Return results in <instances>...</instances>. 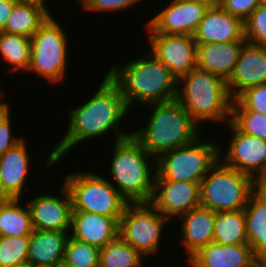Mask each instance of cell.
Masks as SVG:
<instances>
[{
  "label": "cell",
  "mask_w": 266,
  "mask_h": 267,
  "mask_svg": "<svg viewBox=\"0 0 266 267\" xmlns=\"http://www.w3.org/2000/svg\"><path fill=\"white\" fill-rule=\"evenodd\" d=\"M129 110L132 109H129L118 85L106 73L94 96L82 106H76L67 112L69 120L67 130L47 156L46 169L54 167L53 165L59 163L69 150L84 140L97 139L106 136L108 132L115 134L113 142L131 136L132 131L123 132L119 128Z\"/></svg>",
  "instance_id": "1"
},
{
  "label": "cell",
  "mask_w": 266,
  "mask_h": 267,
  "mask_svg": "<svg viewBox=\"0 0 266 267\" xmlns=\"http://www.w3.org/2000/svg\"><path fill=\"white\" fill-rule=\"evenodd\" d=\"M107 75L118 85L129 109L132 105L176 100L178 80L149 52L122 65L109 68Z\"/></svg>",
  "instance_id": "2"
},
{
  "label": "cell",
  "mask_w": 266,
  "mask_h": 267,
  "mask_svg": "<svg viewBox=\"0 0 266 267\" xmlns=\"http://www.w3.org/2000/svg\"><path fill=\"white\" fill-rule=\"evenodd\" d=\"M145 106L151 109L149 121L145 127L133 130L132 136L155 159L203 136L200 126L177 99Z\"/></svg>",
  "instance_id": "3"
},
{
  "label": "cell",
  "mask_w": 266,
  "mask_h": 267,
  "mask_svg": "<svg viewBox=\"0 0 266 267\" xmlns=\"http://www.w3.org/2000/svg\"><path fill=\"white\" fill-rule=\"evenodd\" d=\"M113 153L108 169L109 182L128 203L151 202L156 159L132 135L115 141Z\"/></svg>",
  "instance_id": "4"
},
{
  "label": "cell",
  "mask_w": 266,
  "mask_h": 267,
  "mask_svg": "<svg viewBox=\"0 0 266 267\" xmlns=\"http://www.w3.org/2000/svg\"><path fill=\"white\" fill-rule=\"evenodd\" d=\"M176 99L200 128L207 120L225 124L230 121L233 99L227 82L211 72L195 68L182 76L178 80Z\"/></svg>",
  "instance_id": "5"
},
{
  "label": "cell",
  "mask_w": 266,
  "mask_h": 267,
  "mask_svg": "<svg viewBox=\"0 0 266 267\" xmlns=\"http://www.w3.org/2000/svg\"><path fill=\"white\" fill-rule=\"evenodd\" d=\"M253 192L251 176L218 159L200 183V206L214 212L244 209Z\"/></svg>",
  "instance_id": "6"
},
{
  "label": "cell",
  "mask_w": 266,
  "mask_h": 267,
  "mask_svg": "<svg viewBox=\"0 0 266 267\" xmlns=\"http://www.w3.org/2000/svg\"><path fill=\"white\" fill-rule=\"evenodd\" d=\"M86 172L68 174L63 181L71 196L72 211L121 217L128 202L107 177Z\"/></svg>",
  "instance_id": "7"
},
{
  "label": "cell",
  "mask_w": 266,
  "mask_h": 267,
  "mask_svg": "<svg viewBox=\"0 0 266 267\" xmlns=\"http://www.w3.org/2000/svg\"><path fill=\"white\" fill-rule=\"evenodd\" d=\"M50 15L31 37V56L27 70L42 76L49 83L59 84L68 68V38L66 31ZM63 28V29H62Z\"/></svg>",
  "instance_id": "8"
},
{
  "label": "cell",
  "mask_w": 266,
  "mask_h": 267,
  "mask_svg": "<svg viewBox=\"0 0 266 267\" xmlns=\"http://www.w3.org/2000/svg\"><path fill=\"white\" fill-rule=\"evenodd\" d=\"M202 139V140H201ZM198 137L191 144L167 151L156 158V175L164 180L201 183L219 159V145Z\"/></svg>",
  "instance_id": "9"
},
{
  "label": "cell",
  "mask_w": 266,
  "mask_h": 267,
  "mask_svg": "<svg viewBox=\"0 0 266 267\" xmlns=\"http://www.w3.org/2000/svg\"><path fill=\"white\" fill-rule=\"evenodd\" d=\"M169 222L150 202L128 203L119 219L118 236L144 257L153 256L161 249V236Z\"/></svg>",
  "instance_id": "10"
},
{
  "label": "cell",
  "mask_w": 266,
  "mask_h": 267,
  "mask_svg": "<svg viewBox=\"0 0 266 267\" xmlns=\"http://www.w3.org/2000/svg\"><path fill=\"white\" fill-rule=\"evenodd\" d=\"M209 6L200 0H172L146 25V33L194 35Z\"/></svg>",
  "instance_id": "11"
},
{
  "label": "cell",
  "mask_w": 266,
  "mask_h": 267,
  "mask_svg": "<svg viewBox=\"0 0 266 267\" xmlns=\"http://www.w3.org/2000/svg\"><path fill=\"white\" fill-rule=\"evenodd\" d=\"M149 53L179 80L197 68V43L192 35L148 33Z\"/></svg>",
  "instance_id": "12"
},
{
  "label": "cell",
  "mask_w": 266,
  "mask_h": 267,
  "mask_svg": "<svg viewBox=\"0 0 266 267\" xmlns=\"http://www.w3.org/2000/svg\"><path fill=\"white\" fill-rule=\"evenodd\" d=\"M233 133L226 154L219 146V159L227 166L254 178L266 167V140L239 131L230 121L227 123ZM223 155V156H222Z\"/></svg>",
  "instance_id": "13"
},
{
  "label": "cell",
  "mask_w": 266,
  "mask_h": 267,
  "mask_svg": "<svg viewBox=\"0 0 266 267\" xmlns=\"http://www.w3.org/2000/svg\"><path fill=\"white\" fill-rule=\"evenodd\" d=\"M150 203L164 217L173 220L200 206V183L155 177L154 194Z\"/></svg>",
  "instance_id": "14"
},
{
  "label": "cell",
  "mask_w": 266,
  "mask_h": 267,
  "mask_svg": "<svg viewBox=\"0 0 266 267\" xmlns=\"http://www.w3.org/2000/svg\"><path fill=\"white\" fill-rule=\"evenodd\" d=\"M60 190L58 196L44 192L27 201L33 229L70 232L72 200L64 184Z\"/></svg>",
  "instance_id": "15"
},
{
  "label": "cell",
  "mask_w": 266,
  "mask_h": 267,
  "mask_svg": "<svg viewBox=\"0 0 266 267\" xmlns=\"http://www.w3.org/2000/svg\"><path fill=\"white\" fill-rule=\"evenodd\" d=\"M226 82L233 100L248 88L266 84V47L246 42Z\"/></svg>",
  "instance_id": "16"
},
{
  "label": "cell",
  "mask_w": 266,
  "mask_h": 267,
  "mask_svg": "<svg viewBox=\"0 0 266 267\" xmlns=\"http://www.w3.org/2000/svg\"><path fill=\"white\" fill-rule=\"evenodd\" d=\"M24 139L0 156V197L22 199L29 175L30 156Z\"/></svg>",
  "instance_id": "17"
},
{
  "label": "cell",
  "mask_w": 266,
  "mask_h": 267,
  "mask_svg": "<svg viewBox=\"0 0 266 267\" xmlns=\"http://www.w3.org/2000/svg\"><path fill=\"white\" fill-rule=\"evenodd\" d=\"M196 43H226L246 41L244 22L221 6L209 7L195 31Z\"/></svg>",
  "instance_id": "18"
},
{
  "label": "cell",
  "mask_w": 266,
  "mask_h": 267,
  "mask_svg": "<svg viewBox=\"0 0 266 267\" xmlns=\"http://www.w3.org/2000/svg\"><path fill=\"white\" fill-rule=\"evenodd\" d=\"M120 217L72 211L69 235L75 240L103 248L118 237Z\"/></svg>",
  "instance_id": "19"
},
{
  "label": "cell",
  "mask_w": 266,
  "mask_h": 267,
  "mask_svg": "<svg viewBox=\"0 0 266 267\" xmlns=\"http://www.w3.org/2000/svg\"><path fill=\"white\" fill-rule=\"evenodd\" d=\"M187 261L188 267H256L258 259L248 244L221 245L212 242L200 248Z\"/></svg>",
  "instance_id": "20"
},
{
  "label": "cell",
  "mask_w": 266,
  "mask_h": 267,
  "mask_svg": "<svg viewBox=\"0 0 266 267\" xmlns=\"http://www.w3.org/2000/svg\"><path fill=\"white\" fill-rule=\"evenodd\" d=\"M180 235L183 239L180 242L186 251V261L200 248L207 246L214 241L215 212L209 208L198 206L179 218Z\"/></svg>",
  "instance_id": "21"
},
{
  "label": "cell",
  "mask_w": 266,
  "mask_h": 267,
  "mask_svg": "<svg viewBox=\"0 0 266 267\" xmlns=\"http://www.w3.org/2000/svg\"><path fill=\"white\" fill-rule=\"evenodd\" d=\"M246 42L197 43V68L211 72L227 81Z\"/></svg>",
  "instance_id": "22"
},
{
  "label": "cell",
  "mask_w": 266,
  "mask_h": 267,
  "mask_svg": "<svg viewBox=\"0 0 266 267\" xmlns=\"http://www.w3.org/2000/svg\"><path fill=\"white\" fill-rule=\"evenodd\" d=\"M69 232L33 230L28 259L34 267H57L64 259Z\"/></svg>",
  "instance_id": "23"
},
{
  "label": "cell",
  "mask_w": 266,
  "mask_h": 267,
  "mask_svg": "<svg viewBox=\"0 0 266 267\" xmlns=\"http://www.w3.org/2000/svg\"><path fill=\"white\" fill-rule=\"evenodd\" d=\"M244 214L248 245L258 260L266 259V199L253 192Z\"/></svg>",
  "instance_id": "24"
},
{
  "label": "cell",
  "mask_w": 266,
  "mask_h": 267,
  "mask_svg": "<svg viewBox=\"0 0 266 267\" xmlns=\"http://www.w3.org/2000/svg\"><path fill=\"white\" fill-rule=\"evenodd\" d=\"M21 199L0 200V237L30 236L33 233L30 209Z\"/></svg>",
  "instance_id": "25"
},
{
  "label": "cell",
  "mask_w": 266,
  "mask_h": 267,
  "mask_svg": "<svg viewBox=\"0 0 266 267\" xmlns=\"http://www.w3.org/2000/svg\"><path fill=\"white\" fill-rule=\"evenodd\" d=\"M214 243L248 244L244 209L215 212Z\"/></svg>",
  "instance_id": "26"
},
{
  "label": "cell",
  "mask_w": 266,
  "mask_h": 267,
  "mask_svg": "<svg viewBox=\"0 0 266 267\" xmlns=\"http://www.w3.org/2000/svg\"><path fill=\"white\" fill-rule=\"evenodd\" d=\"M49 16L46 10L37 6L16 3L2 31L31 38Z\"/></svg>",
  "instance_id": "27"
},
{
  "label": "cell",
  "mask_w": 266,
  "mask_h": 267,
  "mask_svg": "<svg viewBox=\"0 0 266 267\" xmlns=\"http://www.w3.org/2000/svg\"><path fill=\"white\" fill-rule=\"evenodd\" d=\"M0 55L11 69L9 72H27L31 56V38L0 31Z\"/></svg>",
  "instance_id": "28"
},
{
  "label": "cell",
  "mask_w": 266,
  "mask_h": 267,
  "mask_svg": "<svg viewBox=\"0 0 266 267\" xmlns=\"http://www.w3.org/2000/svg\"><path fill=\"white\" fill-rule=\"evenodd\" d=\"M145 257L119 236L100 248L99 267H141Z\"/></svg>",
  "instance_id": "29"
},
{
  "label": "cell",
  "mask_w": 266,
  "mask_h": 267,
  "mask_svg": "<svg viewBox=\"0 0 266 267\" xmlns=\"http://www.w3.org/2000/svg\"><path fill=\"white\" fill-rule=\"evenodd\" d=\"M100 248L69 236L63 262L75 267H99Z\"/></svg>",
  "instance_id": "30"
},
{
  "label": "cell",
  "mask_w": 266,
  "mask_h": 267,
  "mask_svg": "<svg viewBox=\"0 0 266 267\" xmlns=\"http://www.w3.org/2000/svg\"><path fill=\"white\" fill-rule=\"evenodd\" d=\"M30 236L0 237V267L27 262Z\"/></svg>",
  "instance_id": "31"
},
{
  "label": "cell",
  "mask_w": 266,
  "mask_h": 267,
  "mask_svg": "<svg viewBox=\"0 0 266 267\" xmlns=\"http://www.w3.org/2000/svg\"><path fill=\"white\" fill-rule=\"evenodd\" d=\"M230 122L241 132L266 140V115L256 111H231Z\"/></svg>",
  "instance_id": "32"
},
{
  "label": "cell",
  "mask_w": 266,
  "mask_h": 267,
  "mask_svg": "<svg viewBox=\"0 0 266 267\" xmlns=\"http://www.w3.org/2000/svg\"><path fill=\"white\" fill-rule=\"evenodd\" d=\"M244 37L250 44L266 47V0L244 21Z\"/></svg>",
  "instance_id": "33"
},
{
  "label": "cell",
  "mask_w": 266,
  "mask_h": 267,
  "mask_svg": "<svg viewBox=\"0 0 266 267\" xmlns=\"http://www.w3.org/2000/svg\"><path fill=\"white\" fill-rule=\"evenodd\" d=\"M231 111H256L266 115V84L244 90L233 101Z\"/></svg>",
  "instance_id": "34"
},
{
  "label": "cell",
  "mask_w": 266,
  "mask_h": 267,
  "mask_svg": "<svg viewBox=\"0 0 266 267\" xmlns=\"http://www.w3.org/2000/svg\"><path fill=\"white\" fill-rule=\"evenodd\" d=\"M10 106L6 101L0 106V156L24 139L13 134Z\"/></svg>",
  "instance_id": "35"
},
{
  "label": "cell",
  "mask_w": 266,
  "mask_h": 267,
  "mask_svg": "<svg viewBox=\"0 0 266 267\" xmlns=\"http://www.w3.org/2000/svg\"><path fill=\"white\" fill-rule=\"evenodd\" d=\"M141 0H76V3L81 4L83 10L87 12H108L121 11L124 8L135 6ZM137 3V4H136Z\"/></svg>",
  "instance_id": "36"
},
{
  "label": "cell",
  "mask_w": 266,
  "mask_h": 267,
  "mask_svg": "<svg viewBox=\"0 0 266 267\" xmlns=\"http://www.w3.org/2000/svg\"><path fill=\"white\" fill-rule=\"evenodd\" d=\"M265 0H225L221 6L232 16L240 18L243 22Z\"/></svg>",
  "instance_id": "37"
},
{
  "label": "cell",
  "mask_w": 266,
  "mask_h": 267,
  "mask_svg": "<svg viewBox=\"0 0 266 267\" xmlns=\"http://www.w3.org/2000/svg\"><path fill=\"white\" fill-rule=\"evenodd\" d=\"M16 3L15 0H0V31L5 28Z\"/></svg>",
  "instance_id": "38"
},
{
  "label": "cell",
  "mask_w": 266,
  "mask_h": 267,
  "mask_svg": "<svg viewBox=\"0 0 266 267\" xmlns=\"http://www.w3.org/2000/svg\"><path fill=\"white\" fill-rule=\"evenodd\" d=\"M254 193L266 199V167L253 178Z\"/></svg>",
  "instance_id": "39"
},
{
  "label": "cell",
  "mask_w": 266,
  "mask_h": 267,
  "mask_svg": "<svg viewBox=\"0 0 266 267\" xmlns=\"http://www.w3.org/2000/svg\"><path fill=\"white\" fill-rule=\"evenodd\" d=\"M17 3H22V4H29V5H33V6H37L39 8H42L44 10H46L50 15L52 12V8L49 9L50 7H47L48 4L45 3L47 0H15Z\"/></svg>",
  "instance_id": "40"
},
{
  "label": "cell",
  "mask_w": 266,
  "mask_h": 267,
  "mask_svg": "<svg viewBox=\"0 0 266 267\" xmlns=\"http://www.w3.org/2000/svg\"><path fill=\"white\" fill-rule=\"evenodd\" d=\"M207 4L209 7L222 6L225 0H200Z\"/></svg>",
  "instance_id": "41"
},
{
  "label": "cell",
  "mask_w": 266,
  "mask_h": 267,
  "mask_svg": "<svg viewBox=\"0 0 266 267\" xmlns=\"http://www.w3.org/2000/svg\"><path fill=\"white\" fill-rule=\"evenodd\" d=\"M256 267H266V259H259L257 261Z\"/></svg>",
  "instance_id": "42"
},
{
  "label": "cell",
  "mask_w": 266,
  "mask_h": 267,
  "mask_svg": "<svg viewBox=\"0 0 266 267\" xmlns=\"http://www.w3.org/2000/svg\"><path fill=\"white\" fill-rule=\"evenodd\" d=\"M13 267H34L30 262H24V263H21V264H17Z\"/></svg>",
  "instance_id": "43"
},
{
  "label": "cell",
  "mask_w": 266,
  "mask_h": 267,
  "mask_svg": "<svg viewBox=\"0 0 266 267\" xmlns=\"http://www.w3.org/2000/svg\"><path fill=\"white\" fill-rule=\"evenodd\" d=\"M5 93H4V91H3V89H2V87H1V84H0V106L4 103L2 100H3V95H4Z\"/></svg>",
  "instance_id": "44"
},
{
  "label": "cell",
  "mask_w": 266,
  "mask_h": 267,
  "mask_svg": "<svg viewBox=\"0 0 266 267\" xmlns=\"http://www.w3.org/2000/svg\"><path fill=\"white\" fill-rule=\"evenodd\" d=\"M57 267H75L69 264L64 263L63 261Z\"/></svg>",
  "instance_id": "45"
}]
</instances>
